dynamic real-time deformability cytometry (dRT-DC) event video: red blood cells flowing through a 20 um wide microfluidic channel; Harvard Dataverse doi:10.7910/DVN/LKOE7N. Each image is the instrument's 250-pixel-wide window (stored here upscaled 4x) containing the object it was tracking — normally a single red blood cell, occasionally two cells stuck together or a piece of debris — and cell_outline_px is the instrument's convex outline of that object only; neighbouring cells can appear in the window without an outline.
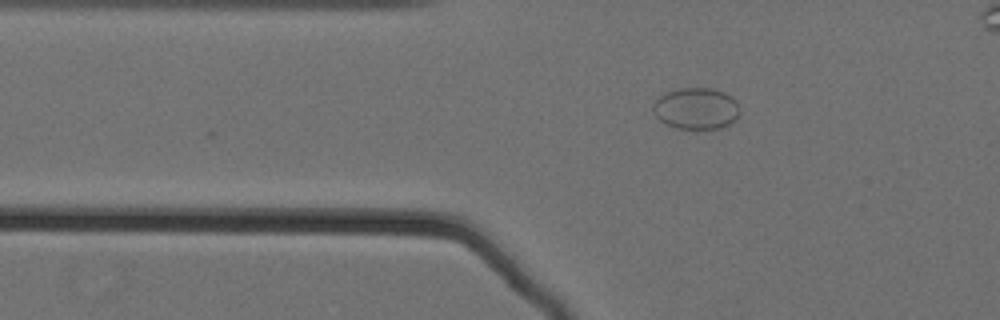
{"species": "Egyptian fruit bat (a non-hibernating species)", "species_latin": "Rousettus aegyptiacus", "temperature_condition": "cold", "stored_images_in_passage": 55, "segment_of_instrument_passage": [1, 2], "camera_frame_rate_fps": 3000, "um_per_image_px": 0.085, "animal": {"sex": "female"}, "frame": {"image": 1, "passage_image": 20, "time_ms": 6.333, "image_size_px": [1000, 320], "cell_outline_px": [[740, 112], [736, 120], [720, 128], [676, 128], [664, 124], [656, 116], [652, 108], [652, 104], [660, 96], [668, 92], [680, 88], [712, 88], [724, 92], [732, 96], [736, 100], [740, 108]], "centroid_in_image_um": [59.19, 9.22], "position_along_channel_um": 66.6, "area_um2": 21.04}}
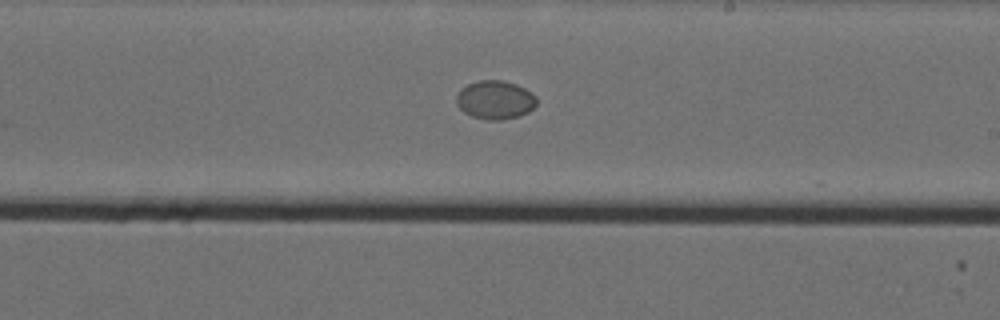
{"frame": {"image": 2, "passage_image": 36, "time_ms": 11.667, "image_size_px": [1000, 320], "cell_outline_px": [[536, 104], [528, 112], [520, 116], [504, 120], [488, 120], [472, 116], [464, 112], [456, 104], [456, 96], [460, 88], [468, 84], [480, 80], [500, 80], [516, 84], [524, 88], [536, 96]], "centroid_in_image_um": [42.07, 8.49], "position_along_channel_um": 246.9, "area_um2": 18.09}}
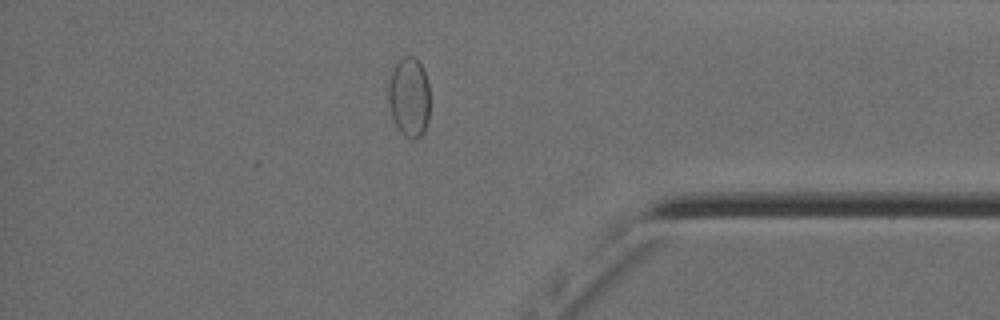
{"frame": {"image": 3, "passage_image": 50, "time_ms": 16.333, "image_size_px": [1000, 320], "cell_outline_px": [[428, 120], [424, 132], [416, 140], [404, 136], [396, 128], [392, 120], [388, 104], [388, 84], [392, 68], [404, 56], [412, 56], [420, 64], [424, 72], [428, 84]], "centroid_in_image_um": [34.74, 8.3], "position_along_channel_um": 400.5, "area_um2": 19.42}}